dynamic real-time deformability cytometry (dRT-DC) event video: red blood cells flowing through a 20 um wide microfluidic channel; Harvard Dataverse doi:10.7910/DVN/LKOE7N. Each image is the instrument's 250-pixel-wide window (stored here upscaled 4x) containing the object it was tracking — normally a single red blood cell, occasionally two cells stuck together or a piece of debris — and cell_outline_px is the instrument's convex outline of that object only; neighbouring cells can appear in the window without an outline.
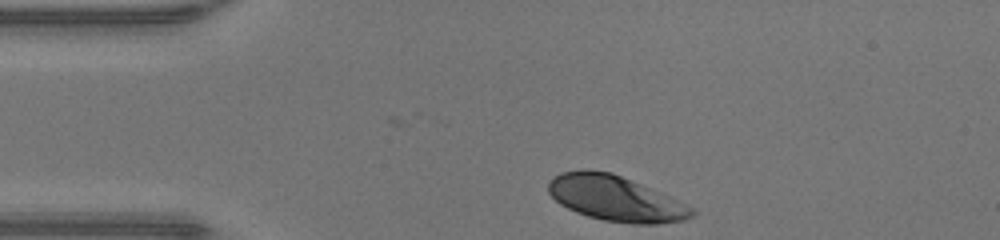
{"species": "human", "species_latin": "Homo sapiens", "temperature_condition": "warm", "stored_images_in_passage": 30, "camera_frame_rate_fps": 3000, "um_per_image_px": 0.085, "donor": {"sex": "male"}, "frame": {"image": 1, "passage_image": 1, "time_ms": 0.0, "image_size_px": [1000, 240], "cell_outline_px": [[696, 212], [692, 216], [684, 220], [656, 224], [632, 224], [604, 220], [588, 216], [576, 212], [560, 204], [548, 192], [548, 184], [560, 172], [580, 168], [588, 168], [612, 172], [660, 192], [692, 208]], "centroid_in_image_um": [52.28, 16.85], "position_along_channel_um": 32.7, "area_um2": 37.8}}
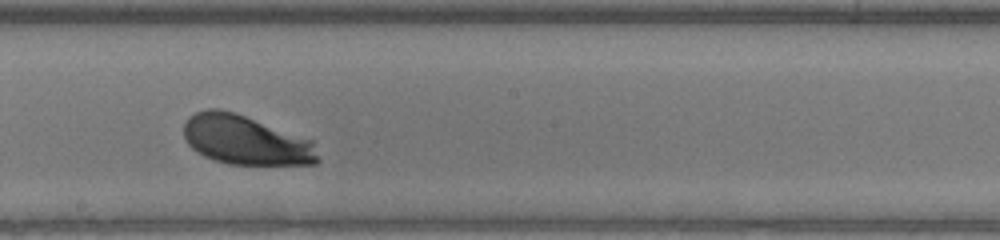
{"frame": {"image": 2, "passage_image": 18, "time_ms": 5.667, "image_size_px": [1000, 240], "cell_outline_px": [[320, 160], [316, 164], [228, 164], [204, 156], [196, 152], [188, 144], [184, 136], [184, 124], [188, 116], [196, 112], [208, 108], [220, 108], [236, 112], [312, 140]], "centroid_in_image_um": [20.85, 11.89], "position_along_channel_um": 227.3, "area_um2": 38.67}}
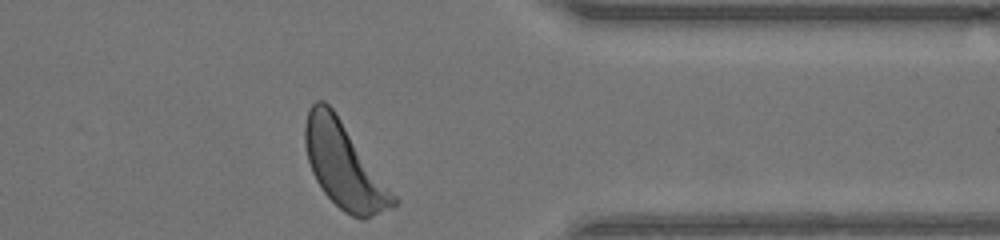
{"frame": {"image": 3, "passage_image": 30, "time_ms": 9.667, "image_size_px": [1000, 240], "cell_outline_px": [[400, 200], [392, 208], [364, 220], [352, 216], [344, 212], [324, 192], [316, 180], [312, 172], [308, 160], [304, 144], [304, 124], [308, 112], [312, 104], [316, 100], [324, 100], [332, 108]], "centroid_in_image_um": [29.25, 14.08], "position_along_channel_um": 382.2, "area_um2": 43.64}, "authors_computed_cell_mechanics": {"area_um2": 38.9861, "velocity_mm_per_s": 4.2184, "shape_relaxation_time_tau1_ms": 0.7412, "shape_relaxation_time_tau2_ms": null, "deformation_change_tau1": 0.0936, "deformation_change_tau2": null}}